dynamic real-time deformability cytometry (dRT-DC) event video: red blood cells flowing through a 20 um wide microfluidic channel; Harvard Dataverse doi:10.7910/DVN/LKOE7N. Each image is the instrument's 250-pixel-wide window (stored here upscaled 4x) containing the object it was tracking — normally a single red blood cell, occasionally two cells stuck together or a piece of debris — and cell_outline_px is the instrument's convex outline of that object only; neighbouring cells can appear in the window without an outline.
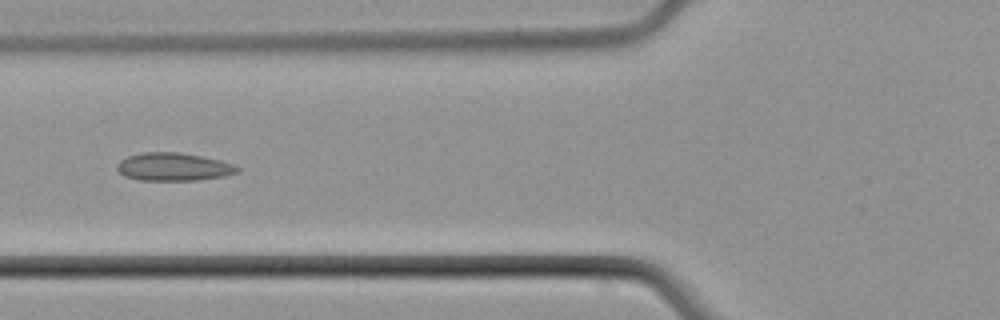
{"species": "common noctule bat (a hibernating species)", "species_latin": "Nyctalus noctula", "temperature_condition": "cold", "stored_images_in_passage": 6, "camera_frame_rate_fps": 3000, "um_per_image_px": 0.085, "animal": {"sex": "male", "body_mass_g": 21.5, "forearm_length_mm": 52.0}, "frame": {"image": 1, "passage_image": 6, "time_ms": 7.0, "image_size_px": [1000, 320], "cell_outline_px": [[240, 172], [224, 176], [196, 180], [140, 180], [124, 176], [116, 168], [116, 164], [120, 160], [128, 156], [144, 152], [180, 152], [220, 160], [232, 164], [240, 168]], "centroid_in_image_um": [14.74, 14.18], "position_along_channel_um": 111.1, "area_um2": 19.59}}